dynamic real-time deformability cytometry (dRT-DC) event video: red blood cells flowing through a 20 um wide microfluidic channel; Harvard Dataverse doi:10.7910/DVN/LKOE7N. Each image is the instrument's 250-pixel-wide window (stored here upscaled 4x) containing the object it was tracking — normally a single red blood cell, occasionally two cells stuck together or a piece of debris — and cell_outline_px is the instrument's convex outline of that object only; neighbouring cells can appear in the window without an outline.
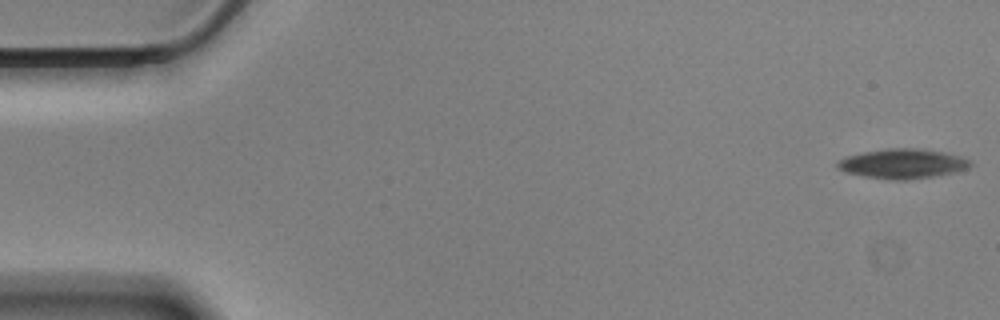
{"species": "Egyptian fruit bat (a non-hibernating species)", "species_latin": "Rousettus aegyptiacus", "temperature_condition": "cold", "stored_images_in_passage": 57, "camera_frame_rate_fps": 3000, "um_per_image_px": 0.085, "animal": {"sex": "male"}, "frame": {"image": 1, "passage_image": 1, "time_ms": 0.0, "image_size_px": [1000, 320], "cell_outline_px": [[972, 164], [968, 168], [956, 172], [940, 176], [908, 180], [888, 180], [864, 176], [844, 172], [836, 168], [836, 164], [844, 156], [864, 152], [888, 148], [916, 148], [944, 152], [960, 156], [972, 160]], "centroid_in_image_um": [76.74, 13.93], "position_along_channel_um": 8.3, "area_um2": 23.35}}
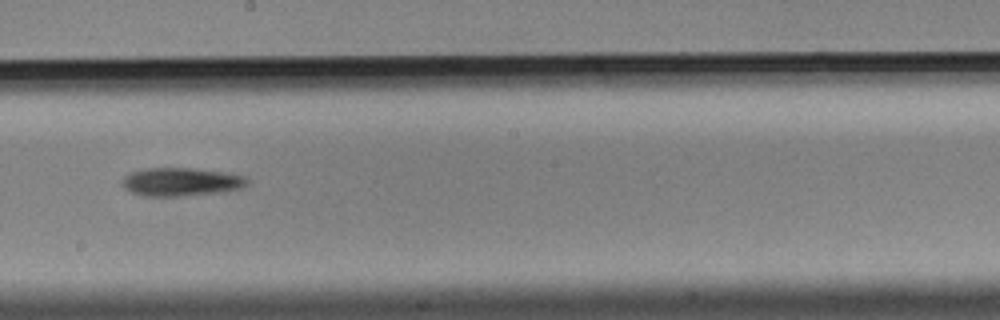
{"frame": {"image": 2, "passage_image": 32, "time_ms": 10.333, "image_size_px": [1000, 320], "cell_outline_px": [[248, 184], [240, 188], [224, 192], [180, 196], [144, 196], [132, 192], [124, 188], [120, 184], [124, 176], [128, 172], [144, 168], [192, 168], [248, 176]], "centroid_in_image_um": [15.36, 15.46], "position_along_channel_um": 232.8, "area_um2": 20.81}}
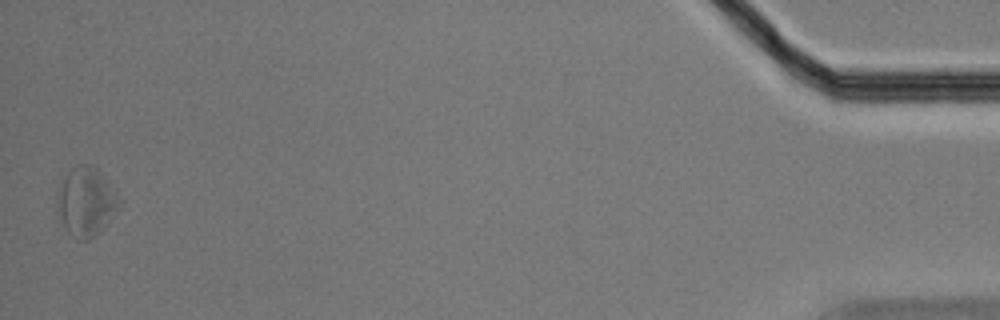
{"frame": {"image": 3, "passage_image": 57, "time_ms": 18.667, "image_size_px": [1000, 320], "cell_outline_px": [[120, 204], [104, 228], [88, 240], [76, 240], [68, 232], [56, 212], [56, 196], [68, 172], [76, 164], [92, 164], [100, 172], [120, 196]], "centroid_in_image_um": [7.3, 17.15], "position_along_channel_um": 427.9, "area_um2": 24.8}, "authors_computed_cell_mechanics": {"area_um2": 21.6172, "velocity_mm_per_s": 3.4412, "shape_relaxation_time_tau1_ms": 2.565, "shape_relaxation_time_tau2_ms": null, "deformation_change_tau1": 0.0837, "deformation_change_tau2": null}}